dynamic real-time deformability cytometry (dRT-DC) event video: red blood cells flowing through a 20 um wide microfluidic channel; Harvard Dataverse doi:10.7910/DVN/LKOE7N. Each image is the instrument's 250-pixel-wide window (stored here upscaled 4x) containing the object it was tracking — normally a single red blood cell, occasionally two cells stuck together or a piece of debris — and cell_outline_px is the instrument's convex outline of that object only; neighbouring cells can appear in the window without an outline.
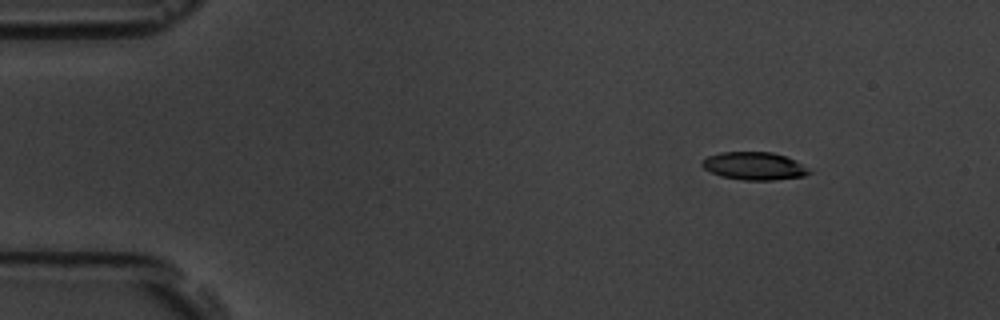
{"species": "common noctule bat (a hibernating species)", "species_latin": "Nyctalus noctula", "temperature_condition": "room temperature", "stored_images_in_passage": 4, "camera_frame_rate_fps": 3000, "um_per_image_px": 0.085, "animal": {"sex": "male", "body_mass_g": 19.5, "forearm_length_mm": 54.6}, "frame": {"image": 1, "passage_image": 2, "time_ms": 1.333, "image_size_px": [1000, 320], "cell_outline_px": [[812, 172], [804, 176], [776, 180], [744, 180], [720, 176], [704, 168], [700, 164], [708, 156], [720, 152], [772, 152], [796, 160]], "centroid_in_image_um": [64.11, 14.11], "position_along_channel_um": 20.9, "area_um2": 17.28}}
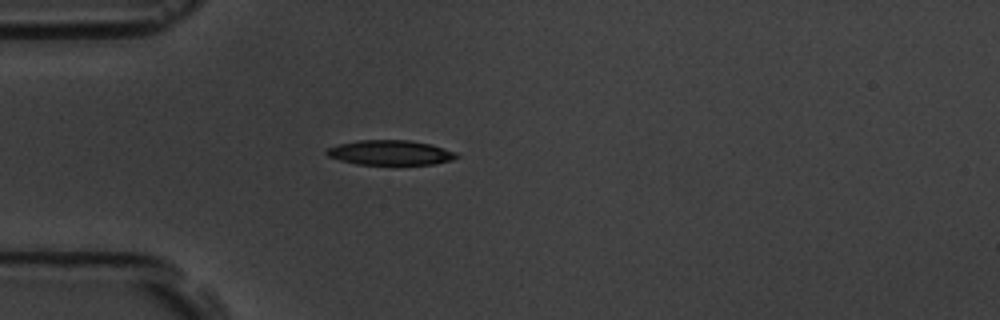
{"frame": {"image": 2, "passage_image": 4, "time_ms": 4.333, "image_size_px": [1000, 320], "cell_outline_px": [[460, 156], [452, 160], [432, 164], [356, 164], [340, 160], [328, 156], [324, 152], [328, 148], [340, 144], [360, 140], [408, 140], [432, 144], [456, 152]], "centroid_in_image_um": [33.2, 12.97], "position_along_channel_um": 51.8, "area_um2": 18.67}}